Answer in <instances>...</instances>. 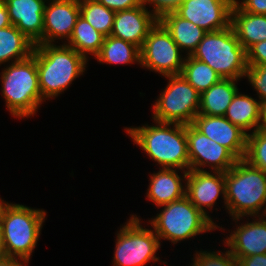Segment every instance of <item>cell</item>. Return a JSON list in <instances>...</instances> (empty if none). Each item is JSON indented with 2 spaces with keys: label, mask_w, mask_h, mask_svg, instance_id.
Masks as SVG:
<instances>
[{
  "label": "cell",
  "mask_w": 266,
  "mask_h": 266,
  "mask_svg": "<svg viewBox=\"0 0 266 266\" xmlns=\"http://www.w3.org/2000/svg\"><path fill=\"white\" fill-rule=\"evenodd\" d=\"M260 103L259 99L242 94L238 90L232 98L224 117L248 135L251 130L250 133H253L258 129L260 123Z\"/></svg>",
  "instance_id": "7402d4cb"
},
{
  "label": "cell",
  "mask_w": 266,
  "mask_h": 266,
  "mask_svg": "<svg viewBox=\"0 0 266 266\" xmlns=\"http://www.w3.org/2000/svg\"><path fill=\"white\" fill-rule=\"evenodd\" d=\"M246 54L247 65H266V40L252 45Z\"/></svg>",
  "instance_id": "d6a6232c"
},
{
  "label": "cell",
  "mask_w": 266,
  "mask_h": 266,
  "mask_svg": "<svg viewBox=\"0 0 266 266\" xmlns=\"http://www.w3.org/2000/svg\"><path fill=\"white\" fill-rule=\"evenodd\" d=\"M158 19L144 5L136 8L118 11L115 14L112 36L142 47L150 29Z\"/></svg>",
  "instance_id": "ac0fdd59"
},
{
  "label": "cell",
  "mask_w": 266,
  "mask_h": 266,
  "mask_svg": "<svg viewBox=\"0 0 266 266\" xmlns=\"http://www.w3.org/2000/svg\"><path fill=\"white\" fill-rule=\"evenodd\" d=\"M190 266H235L237 259L227 248L224 253L218 251L197 250Z\"/></svg>",
  "instance_id": "f546056e"
},
{
  "label": "cell",
  "mask_w": 266,
  "mask_h": 266,
  "mask_svg": "<svg viewBox=\"0 0 266 266\" xmlns=\"http://www.w3.org/2000/svg\"><path fill=\"white\" fill-rule=\"evenodd\" d=\"M5 202H6V201H4V200H2V199L0 198V210H1L2 205H3Z\"/></svg>",
  "instance_id": "b9f144b4"
},
{
  "label": "cell",
  "mask_w": 266,
  "mask_h": 266,
  "mask_svg": "<svg viewBox=\"0 0 266 266\" xmlns=\"http://www.w3.org/2000/svg\"><path fill=\"white\" fill-rule=\"evenodd\" d=\"M159 21L169 31L179 49L187 53L186 55L193 53L206 33L205 30L178 16L175 12L164 14Z\"/></svg>",
  "instance_id": "44dd1931"
},
{
  "label": "cell",
  "mask_w": 266,
  "mask_h": 266,
  "mask_svg": "<svg viewBox=\"0 0 266 266\" xmlns=\"http://www.w3.org/2000/svg\"><path fill=\"white\" fill-rule=\"evenodd\" d=\"M258 129L266 131V100L260 103V123Z\"/></svg>",
  "instance_id": "74e56055"
},
{
  "label": "cell",
  "mask_w": 266,
  "mask_h": 266,
  "mask_svg": "<svg viewBox=\"0 0 266 266\" xmlns=\"http://www.w3.org/2000/svg\"><path fill=\"white\" fill-rule=\"evenodd\" d=\"M239 80L221 79L208 90L200 94L198 114L224 116L232 98L239 90L236 83Z\"/></svg>",
  "instance_id": "603a6c76"
},
{
  "label": "cell",
  "mask_w": 266,
  "mask_h": 266,
  "mask_svg": "<svg viewBox=\"0 0 266 266\" xmlns=\"http://www.w3.org/2000/svg\"><path fill=\"white\" fill-rule=\"evenodd\" d=\"M256 91L260 101L266 100V65H248L244 78Z\"/></svg>",
  "instance_id": "4dcf8cb0"
},
{
  "label": "cell",
  "mask_w": 266,
  "mask_h": 266,
  "mask_svg": "<svg viewBox=\"0 0 266 266\" xmlns=\"http://www.w3.org/2000/svg\"><path fill=\"white\" fill-rule=\"evenodd\" d=\"M161 207L160 213L148 221L160 241L169 240L175 245L217 228L225 231L198 210L186 196Z\"/></svg>",
  "instance_id": "8992f818"
},
{
  "label": "cell",
  "mask_w": 266,
  "mask_h": 266,
  "mask_svg": "<svg viewBox=\"0 0 266 266\" xmlns=\"http://www.w3.org/2000/svg\"><path fill=\"white\" fill-rule=\"evenodd\" d=\"M31 259H20V266H28Z\"/></svg>",
  "instance_id": "60d3db41"
},
{
  "label": "cell",
  "mask_w": 266,
  "mask_h": 266,
  "mask_svg": "<svg viewBox=\"0 0 266 266\" xmlns=\"http://www.w3.org/2000/svg\"><path fill=\"white\" fill-rule=\"evenodd\" d=\"M235 0H184L174 11L206 32L231 26V11Z\"/></svg>",
  "instance_id": "7c38bea8"
},
{
  "label": "cell",
  "mask_w": 266,
  "mask_h": 266,
  "mask_svg": "<svg viewBox=\"0 0 266 266\" xmlns=\"http://www.w3.org/2000/svg\"><path fill=\"white\" fill-rule=\"evenodd\" d=\"M46 211L5 202L0 210V234L6 256L30 259L37 247Z\"/></svg>",
  "instance_id": "277c9868"
},
{
  "label": "cell",
  "mask_w": 266,
  "mask_h": 266,
  "mask_svg": "<svg viewBox=\"0 0 266 266\" xmlns=\"http://www.w3.org/2000/svg\"><path fill=\"white\" fill-rule=\"evenodd\" d=\"M184 0H141L146 8L152 6L150 11L158 20L166 13L174 12ZM147 5V6H146Z\"/></svg>",
  "instance_id": "1f68e13d"
},
{
  "label": "cell",
  "mask_w": 266,
  "mask_h": 266,
  "mask_svg": "<svg viewBox=\"0 0 266 266\" xmlns=\"http://www.w3.org/2000/svg\"><path fill=\"white\" fill-rule=\"evenodd\" d=\"M179 170L181 173L183 172V175ZM187 174L186 170L159 167L158 172L149 176L150 182L146 197L158 208L183 198L186 191Z\"/></svg>",
  "instance_id": "d6986e66"
},
{
  "label": "cell",
  "mask_w": 266,
  "mask_h": 266,
  "mask_svg": "<svg viewBox=\"0 0 266 266\" xmlns=\"http://www.w3.org/2000/svg\"><path fill=\"white\" fill-rule=\"evenodd\" d=\"M105 36L92 27L88 21L79 16L72 34L64 44L75 49L88 60V55L96 57L103 45Z\"/></svg>",
  "instance_id": "484cf974"
},
{
  "label": "cell",
  "mask_w": 266,
  "mask_h": 266,
  "mask_svg": "<svg viewBox=\"0 0 266 266\" xmlns=\"http://www.w3.org/2000/svg\"><path fill=\"white\" fill-rule=\"evenodd\" d=\"M181 75L200 94L222 79L209 65L190 55H186Z\"/></svg>",
  "instance_id": "4316f807"
},
{
  "label": "cell",
  "mask_w": 266,
  "mask_h": 266,
  "mask_svg": "<svg viewBox=\"0 0 266 266\" xmlns=\"http://www.w3.org/2000/svg\"><path fill=\"white\" fill-rule=\"evenodd\" d=\"M235 266H244L238 260L235 262Z\"/></svg>",
  "instance_id": "7bdbcfd3"
},
{
  "label": "cell",
  "mask_w": 266,
  "mask_h": 266,
  "mask_svg": "<svg viewBox=\"0 0 266 266\" xmlns=\"http://www.w3.org/2000/svg\"><path fill=\"white\" fill-rule=\"evenodd\" d=\"M172 39L169 31L158 20L150 29L140 48V66L150 71L167 75H179L182 72L186 55Z\"/></svg>",
  "instance_id": "30bf717a"
},
{
  "label": "cell",
  "mask_w": 266,
  "mask_h": 266,
  "mask_svg": "<svg viewBox=\"0 0 266 266\" xmlns=\"http://www.w3.org/2000/svg\"><path fill=\"white\" fill-rule=\"evenodd\" d=\"M12 25L7 8L2 0H0V29Z\"/></svg>",
  "instance_id": "8d00e7d4"
},
{
  "label": "cell",
  "mask_w": 266,
  "mask_h": 266,
  "mask_svg": "<svg viewBox=\"0 0 266 266\" xmlns=\"http://www.w3.org/2000/svg\"><path fill=\"white\" fill-rule=\"evenodd\" d=\"M243 217L233 218L236 228L223 242L237 260L241 257L266 254V215L253 216V221L237 223ZM239 224V225H238Z\"/></svg>",
  "instance_id": "9a60e30c"
},
{
  "label": "cell",
  "mask_w": 266,
  "mask_h": 266,
  "mask_svg": "<svg viewBox=\"0 0 266 266\" xmlns=\"http://www.w3.org/2000/svg\"><path fill=\"white\" fill-rule=\"evenodd\" d=\"M190 56L205 62L223 79L240 80L248 68L246 50L232 26L206 32Z\"/></svg>",
  "instance_id": "52a82bcc"
},
{
  "label": "cell",
  "mask_w": 266,
  "mask_h": 266,
  "mask_svg": "<svg viewBox=\"0 0 266 266\" xmlns=\"http://www.w3.org/2000/svg\"><path fill=\"white\" fill-rule=\"evenodd\" d=\"M238 261L244 266H266V254L241 257Z\"/></svg>",
  "instance_id": "d590c367"
},
{
  "label": "cell",
  "mask_w": 266,
  "mask_h": 266,
  "mask_svg": "<svg viewBox=\"0 0 266 266\" xmlns=\"http://www.w3.org/2000/svg\"><path fill=\"white\" fill-rule=\"evenodd\" d=\"M114 12L129 10L141 5V0H96Z\"/></svg>",
  "instance_id": "836d02e7"
},
{
  "label": "cell",
  "mask_w": 266,
  "mask_h": 266,
  "mask_svg": "<svg viewBox=\"0 0 266 266\" xmlns=\"http://www.w3.org/2000/svg\"><path fill=\"white\" fill-rule=\"evenodd\" d=\"M80 16L79 0H48L43 16V44L67 42Z\"/></svg>",
  "instance_id": "5bb4252c"
},
{
  "label": "cell",
  "mask_w": 266,
  "mask_h": 266,
  "mask_svg": "<svg viewBox=\"0 0 266 266\" xmlns=\"http://www.w3.org/2000/svg\"><path fill=\"white\" fill-rule=\"evenodd\" d=\"M186 138L189 170L206 171L205 167H208L211 171L227 172L238 160L227 148L203 135L192 124L186 125Z\"/></svg>",
  "instance_id": "8fae6325"
},
{
  "label": "cell",
  "mask_w": 266,
  "mask_h": 266,
  "mask_svg": "<svg viewBox=\"0 0 266 266\" xmlns=\"http://www.w3.org/2000/svg\"><path fill=\"white\" fill-rule=\"evenodd\" d=\"M95 59L101 64L140 65V47L120 38L109 35L104 38L103 45Z\"/></svg>",
  "instance_id": "d4e9b609"
},
{
  "label": "cell",
  "mask_w": 266,
  "mask_h": 266,
  "mask_svg": "<svg viewBox=\"0 0 266 266\" xmlns=\"http://www.w3.org/2000/svg\"><path fill=\"white\" fill-rule=\"evenodd\" d=\"M32 54L35 56L44 101L63 94L76 78L84 75L88 67L89 60L64 43L35 45Z\"/></svg>",
  "instance_id": "6da1fadb"
},
{
  "label": "cell",
  "mask_w": 266,
  "mask_h": 266,
  "mask_svg": "<svg viewBox=\"0 0 266 266\" xmlns=\"http://www.w3.org/2000/svg\"><path fill=\"white\" fill-rule=\"evenodd\" d=\"M6 257L0 234V261Z\"/></svg>",
  "instance_id": "ab89813d"
},
{
  "label": "cell",
  "mask_w": 266,
  "mask_h": 266,
  "mask_svg": "<svg viewBox=\"0 0 266 266\" xmlns=\"http://www.w3.org/2000/svg\"><path fill=\"white\" fill-rule=\"evenodd\" d=\"M231 26L246 51L266 40V15L242 11L235 3L231 11Z\"/></svg>",
  "instance_id": "ffe728a7"
},
{
  "label": "cell",
  "mask_w": 266,
  "mask_h": 266,
  "mask_svg": "<svg viewBox=\"0 0 266 266\" xmlns=\"http://www.w3.org/2000/svg\"><path fill=\"white\" fill-rule=\"evenodd\" d=\"M166 88L152 104V120L162 123L192 124L199 112L200 93L181 75L163 76Z\"/></svg>",
  "instance_id": "ba28073f"
},
{
  "label": "cell",
  "mask_w": 266,
  "mask_h": 266,
  "mask_svg": "<svg viewBox=\"0 0 266 266\" xmlns=\"http://www.w3.org/2000/svg\"><path fill=\"white\" fill-rule=\"evenodd\" d=\"M222 195L224 206H226L225 172L189 170L186 178L185 196L191 203L207 216L213 223L209 211L217 204ZM207 211V212H206Z\"/></svg>",
  "instance_id": "4fadbf2b"
},
{
  "label": "cell",
  "mask_w": 266,
  "mask_h": 266,
  "mask_svg": "<svg viewBox=\"0 0 266 266\" xmlns=\"http://www.w3.org/2000/svg\"><path fill=\"white\" fill-rule=\"evenodd\" d=\"M80 16L105 37L111 34L116 12L96 0H79Z\"/></svg>",
  "instance_id": "83f0119b"
},
{
  "label": "cell",
  "mask_w": 266,
  "mask_h": 266,
  "mask_svg": "<svg viewBox=\"0 0 266 266\" xmlns=\"http://www.w3.org/2000/svg\"><path fill=\"white\" fill-rule=\"evenodd\" d=\"M235 0V4L242 10L253 14L266 15V0Z\"/></svg>",
  "instance_id": "e575fe53"
},
{
  "label": "cell",
  "mask_w": 266,
  "mask_h": 266,
  "mask_svg": "<svg viewBox=\"0 0 266 266\" xmlns=\"http://www.w3.org/2000/svg\"><path fill=\"white\" fill-rule=\"evenodd\" d=\"M6 67V68H5ZM1 72V93L14 118L32 117L44 102L39 88L35 56L7 64Z\"/></svg>",
  "instance_id": "5b68a950"
},
{
  "label": "cell",
  "mask_w": 266,
  "mask_h": 266,
  "mask_svg": "<svg viewBox=\"0 0 266 266\" xmlns=\"http://www.w3.org/2000/svg\"><path fill=\"white\" fill-rule=\"evenodd\" d=\"M137 215L131 217L117 231L113 256V266H145L149 262H159L156 256L161 242L152 228L142 226Z\"/></svg>",
  "instance_id": "9c48e42d"
},
{
  "label": "cell",
  "mask_w": 266,
  "mask_h": 266,
  "mask_svg": "<svg viewBox=\"0 0 266 266\" xmlns=\"http://www.w3.org/2000/svg\"><path fill=\"white\" fill-rule=\"evenodd\" d=\"M225 210L229 216L266 215V172L239 159L225 172Z\"/></svg>",
  "instance_id": "3957f363"
},
{
  "label": "cell",
  "mask_w": 266,
  "mask_h": 266,
  "mask_svg": "<svg viewBox=\"0 0 266 266\" xmlns=\"http://www.w3.org/2000/svg\"><path fill=\"white\" fill-rule=\"evenodd\" d=\"M34 46L14 25L0 29V66L28 58Z\"/></svg>",
  "instance_id": "cb8c5ba5"
},
{
  "label": "cell",
  "mask_w": 266,
  "mask_h": 266,
  "mask_svg": "<svg viewBox=\"0 0 266 266\" xmlns=\"http://www.w3.org/2000/svg\"><path fill=\"white\" fill-rule=\"evenodd\" d=\"M0 266H20V259L6 256L0 261Z\"/></svg>",
  "instance_id": "f35d334b"
},
{
  "label": "cell",
  "mask_w": 266,
  "mask_h": 266,
  "mask_svg": "<svg viewBox=\"0 0 266 266\" xmlns=\"http://www.w3.org/2000/svg\"><path fill=\"white\" fill-rule=\"evenodd\" d=\"M11 24L34 45L43 44V16L48 0H2Z\"/></svg>",
  "instance_id": "e0dca14e"
},
{
  "label": "cell",
  "mask_w": 266,
  "mask_h": 266,
  "mask_svg": "<svg viewBox=\"0 0 266 266\" xmlns=\"http://www.w3.org/2000/svg\"><path fill=\"white\" fill-rule=\"evenodd\" d=\"M192 125L209 139L227 148L238 160L244 159L247 134L226 117L197 114Z\"/></svg>",
  "instance_id": "2e32d148"
},
{
  "label": "cell",
  "mask_w": 266,
  "mask_h": 266,
  "mask_svg": "<svg viewBox=\"0 0 266 266\" xmlns=\"http://www.w3.org/2000/svg\"><path fill=\"white\" fill-rule=\"evenodd\" d=\"M244 160L266 172V131L257 129L247 135Z\"/></svg>",
  "instance_id": "f1b7e54d"
},
{
  "label": "cell",
  "mask_w": 266,
  "mask_h": 266,
  "mask_svg": "<svg viewBox=\"0 0 266 266\" xmlns=\"http://www.w3.org/2000/svg\"><path fill=\"white\" fill-rule=\"evenodd\" d=\"M154 122L153 125L125 127L124 130L132 141L161 168L189 171L186 125Z\"/></svg>",
  "instance_id": "7a4b0ae2"
}]
</instances>
